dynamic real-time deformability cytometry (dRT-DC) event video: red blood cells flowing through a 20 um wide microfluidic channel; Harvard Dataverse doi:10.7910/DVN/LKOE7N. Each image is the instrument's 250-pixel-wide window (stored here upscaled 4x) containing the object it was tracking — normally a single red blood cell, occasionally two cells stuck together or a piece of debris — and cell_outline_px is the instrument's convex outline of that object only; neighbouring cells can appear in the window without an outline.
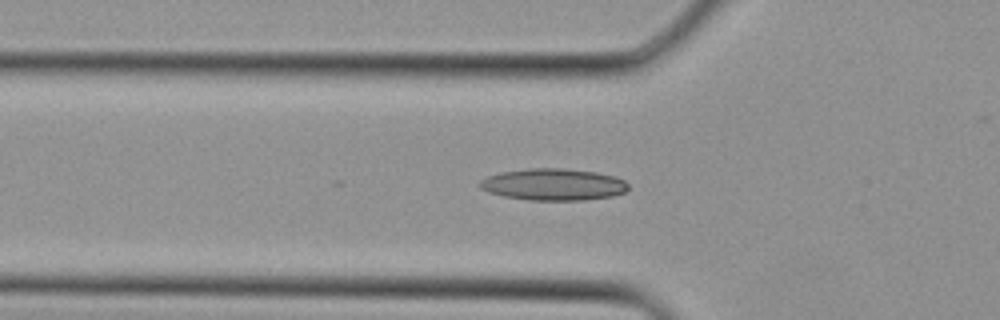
{"species": "Egyptian fruit bat (a non-hibernating species)", "species_latin": "Rousettus aegyptiacus", "temperature_condition": "cold", "stored_images_in_passage": 27, "camera_frame_rate_fps": 3000, "um_per_image_px": 0.085, "animal": {"sex": "female"}, "frame": {"image": 1, "passage_image": 8, "time_ms": 2.333, "image_size_px": [1000, 320], "cell_outline_px": [[628, 188], [624, 192], [612, 196], [584, 200], [528, 200], [504, 196], [488, 192], [480, 188], [476, 184], [480, 180], [488, 176], [500, 172], [528, 168], [564, 168], [596, 172], [616, 176], [624, 180], [628, 184]], "centroid_in_image_um": [47.01, 15.67], "position_along_channel_um": 78.8, "area_um2": 27.69}}
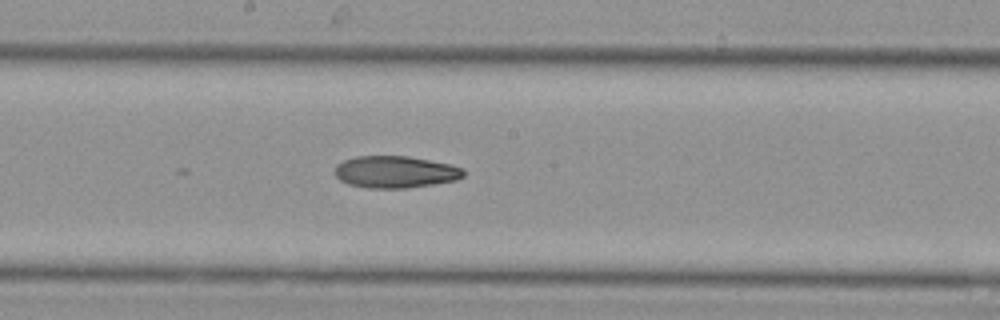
{"frame": {"image": 2, "passage_image": 15, "time_ms": 4.667, "image_size_px": [1000, 320], "cell_outline_px": [[464, 176], [456, 180], [408, 188], [368, 188], [348, 184], [340, 180], [332, 172], [336, 164], [344, 160], [356, 156], [408, 156], [448, 164], [464, 168]], "centroid_in_image_um": [33.55, 14.61], "position_along_channel_um": 214.6, "area_um2": 24.04}}
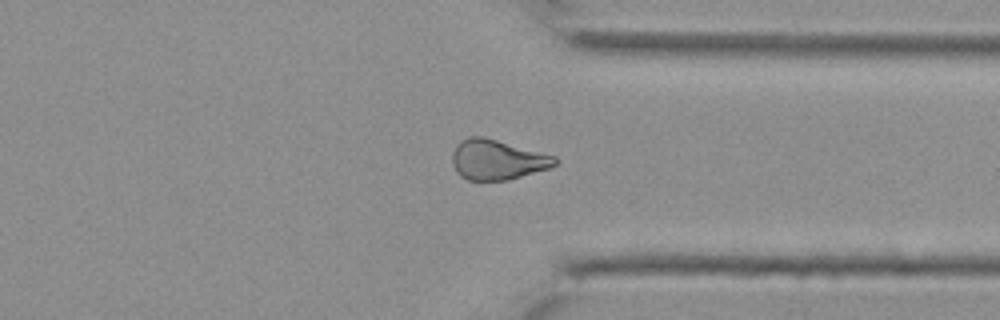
{"frame": {"image": 3, "passage_image": 23, "time_ms": 7.333, "image_size_px": [1000, 320], "cell_outline_px": [[560, 160], [556, 164], [548, 168], [508, 180], [468, 180], [460, 176], [456, 172], [452, 164], [452, 152], [456, 144], [460, 140], [468, 136], [484, 136], [556, 156]], "centroid_in_image_um": [42.24, 13.56], "position_along_channel_um": 369.2, "area_um2": 24.16}}